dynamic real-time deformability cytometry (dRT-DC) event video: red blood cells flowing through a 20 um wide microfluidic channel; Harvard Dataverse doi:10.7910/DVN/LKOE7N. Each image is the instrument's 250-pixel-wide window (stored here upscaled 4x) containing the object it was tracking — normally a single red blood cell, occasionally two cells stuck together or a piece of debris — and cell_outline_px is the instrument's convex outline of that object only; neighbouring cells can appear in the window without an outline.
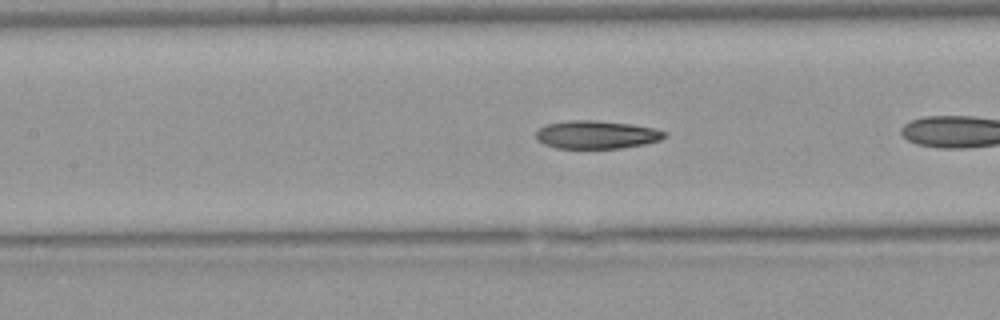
{"species": "Egyptian fruit bat (a non-hibernating species)", "species_latin": "Rousettus aegyptiacus", "temperature_condition": "warm", "stored_images_in_passage": 24, "camera_frame_rate_fps": 3000, "um_per_image_px": 0.085, "animal": {"sex": "female"}, "frame": {"image": 1, "passage_image": 8, "time_ms": 2.333, "image_size_px": [1000, 320], "cell_outline_px": [[664, 136], [660, 140], [644, 144], [620, 148], [556, 148], [544, 144], [536, 140], [536, 132], [540, 128], [548, 124], [568, 120], [600, 120], [632, 124], [656, 128], [664, 132]], "centroid_in_image_um": [50.68, 11.44], "position_along_channel_um": 156.7, "area_um2": 21.04}}
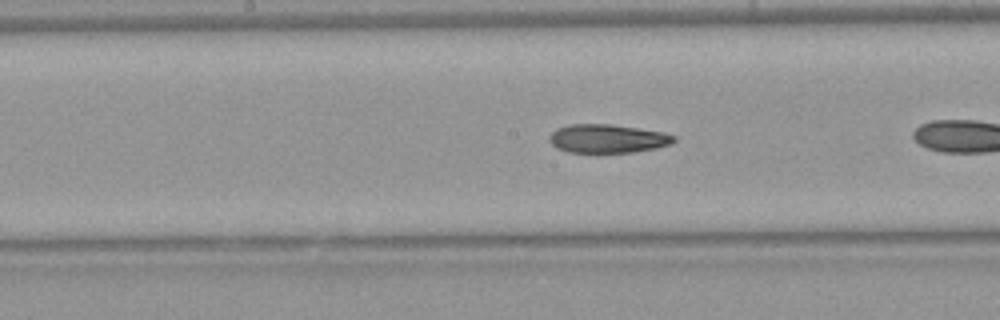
{"frame": {"image": 2, "passage_image": 11, "time_ms": 3.333, "image_size_px": [1000, 320], "cell_outline_px": [[676, 140], [672, 144], [656, 148], [632, 152], [568, 152], [556, 148], [548, 140], [548, 136], [556, 128], [568, 124], [612, 124], [664, 132], [676, 136]], "centroid_in_image_um": [51.63, 11.77], "position_along_channel_um": 196.6, "area_um2": 20.92}}
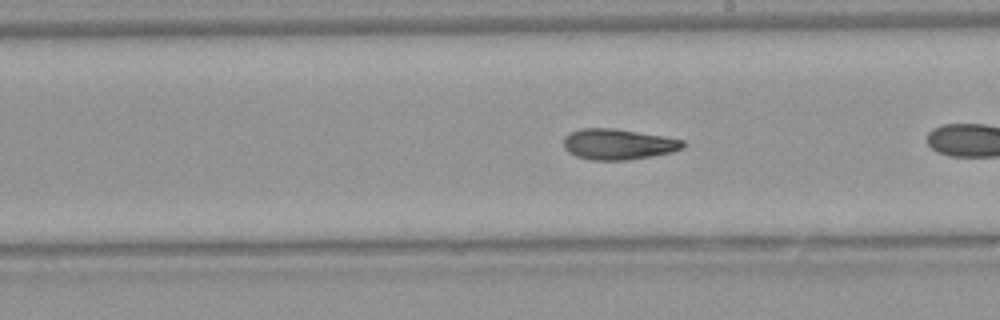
{"frame": {"image": 3, "passage_image": 14, "time_ms": 4.333, "image_size_px": [1000, 320], "cell_outline_px": [[688, 144], [684, 148], [672, 152], [652, 156], [628, 160], [592, 160], [576, 156], [568, 152], [564, 148], [564, 136], [568, 132], [580, 128], [612, 128], [664, 136], [684, 140]], "centroid_in_image_um": [52.55, 12.26], "position_along_channel_um": 236.4, "area_um2": 21.62}}